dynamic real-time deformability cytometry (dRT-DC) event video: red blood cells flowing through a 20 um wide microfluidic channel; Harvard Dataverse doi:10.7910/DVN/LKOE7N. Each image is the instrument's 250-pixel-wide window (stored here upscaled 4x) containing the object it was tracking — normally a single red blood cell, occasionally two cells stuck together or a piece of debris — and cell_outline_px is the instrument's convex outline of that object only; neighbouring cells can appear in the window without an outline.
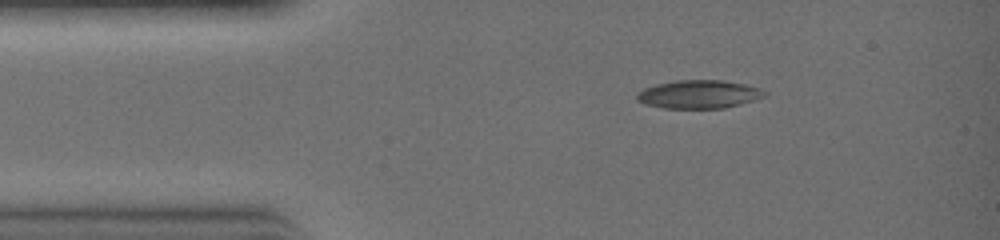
{"species": "common noctule bat (a hibernating species)", "species_latin": "Nyctalus noctula", "temperature_condition": "warm", "stored_images_in_passage": 19, "camera_frame_rate_fps": 3000, "um_per_image_px": 0.085, "animal": {"sex": "female", "body_mass_g": 19.0, "forearm_length_mm": 51.5}, "frame": {"image": 1, "passage_image": 1, "time_ms": 0.0, "image_size_px": [1000, 240], "cell_outline_px": [[768, 92], [764, 96], [752, 100], [724, 108], [664, 108], [644, 104], [636, 100], [636, 92], [644, 88], [656, 84], [676, 80], [724, 80], [744, 84], [760, 88]], "centroid_in_image_um": [59.35, 8.0], "position_along_channel_um": 25.6, "area_um2": 21.04}}
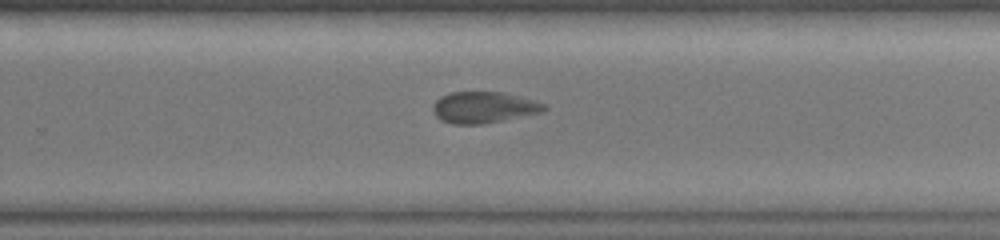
{"frame": {"image": 2, "passage_image": 16, "time_ms": 5.0, "image_size_px": [1000, 240], "cell_outline_px": [[548, 108], [544, 112], [484, 124], [452, 124], [440, 120], [432, 112], [432, 104], [440, 96], [452, 92], [504, 92], [532, 100], [544, 104]], "centroid_in_image_um": [41.09, 9.13], "position_along_channel_um": 288.7, "area_um2": 20.46}}
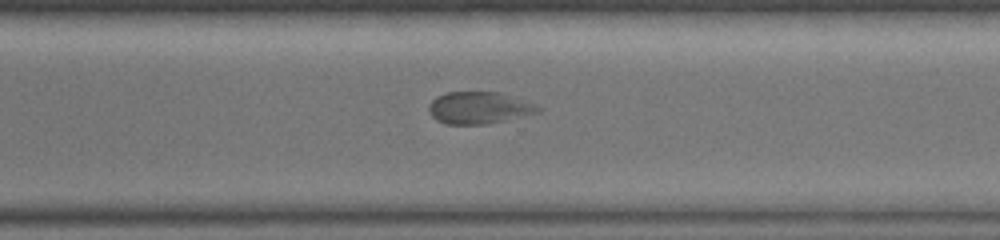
{"frame": {"image": 3, "passage_image": 18, "time_ms": 5.667, "image_size_px": [1000, 240], "cell_outline_px": [[544, 108], [540, 112], [488, 124], [444, 124], [436, 120], [428, 112], [428, 104], [436, 96], [448, 92], [500, 92], [536, 104]], "centroid_in_image_um": [40.71, 9.16], "position_along_channel_um": 329.9, "area_um2": 20.58}}